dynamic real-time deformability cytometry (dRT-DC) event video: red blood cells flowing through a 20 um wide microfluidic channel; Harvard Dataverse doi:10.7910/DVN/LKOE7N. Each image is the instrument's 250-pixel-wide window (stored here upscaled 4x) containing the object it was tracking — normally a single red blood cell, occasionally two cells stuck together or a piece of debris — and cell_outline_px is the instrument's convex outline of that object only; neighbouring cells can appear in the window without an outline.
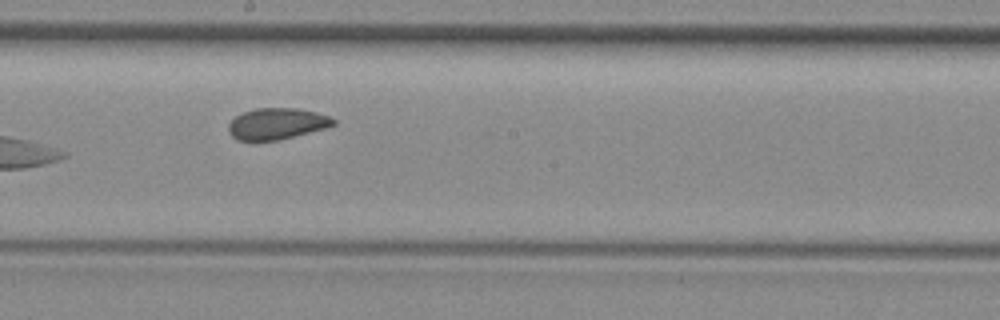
{"species": "common noctule bat (a hibernating species)", "species_latin": "Nyctalus noctula", "temperature_condition": "room temperature", "stored_images_in_passage": 10, "camera_frame_rate_fps": 3000, "um_per_image_px": 0.085, "animal": {"sex": "female", "body_mass_g": 29.2, "forearm_length_mm": 56.3}, "frame": {"image": 1, "passage_image": 7, "time_ms": 8.0, "image_size_px": [1000, 320], "cell_outline_px": [[336, 124], [324, 128], [276, 140], [236, 140], [228, 132], [228, 124], [236, 116], [244, 112], [256, 108], [296, 108], [316, 112], [328, 116], [336, 120]], "centroid_in_image_um": [23.5, 10.5], "position_along_channel_um": 224.7, "area_um2": 18.84}}
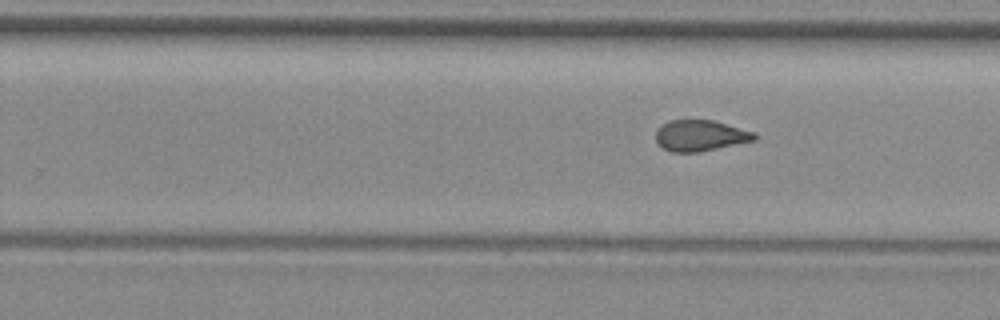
{"frame": {"image": 2, "passage_image": 10, "time_ms": 11.333, "image_size_px": [1000, 320], "cell_outline_px": [[756, 140], [700, 152], [672, 152], [664, 148], [656, 140], [656, 132], [664, 124], [672, 120], [712, 120], [756, 132]], "centroid_in_image_um": [59.57, 11.53], "position_along_channel_um": 270.2, "area_um2": 17.63}}